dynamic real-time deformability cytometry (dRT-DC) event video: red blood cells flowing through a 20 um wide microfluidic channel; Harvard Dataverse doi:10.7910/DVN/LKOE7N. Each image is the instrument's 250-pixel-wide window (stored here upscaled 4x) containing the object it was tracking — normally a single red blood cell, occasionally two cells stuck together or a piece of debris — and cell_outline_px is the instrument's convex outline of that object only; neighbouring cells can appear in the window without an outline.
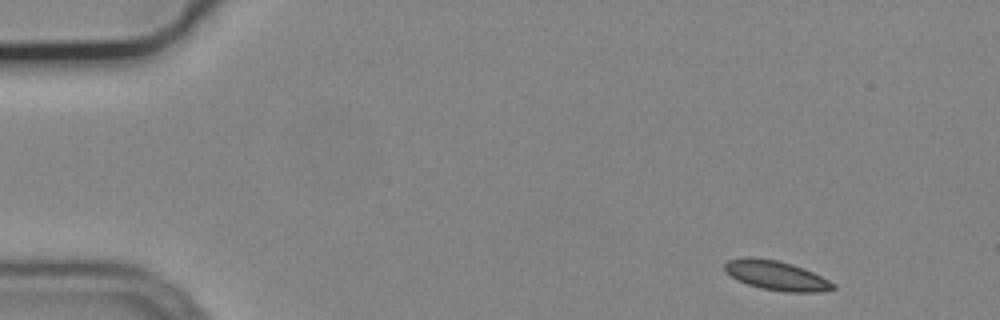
{"species": "common noctule bat (a hibernating species)", "species_latin": "Nyctalus noctula", "temperature_condition": "cold", "stored_images_in_passage": 4, "camera_frame_rate_fps": 3000, "um_per_image_px": 0.085, "animal": {"sex": "male", "body_mass_g": 19.2, "forearm_length_mm": 51.8}, "frame": {"image": 1, "passage_image": 1, "time_ms": 0.0, "image_size_px": [1000, 320], "cell_outline_px": [[836, 288], [820, 292], [784, 292], [760, 288], [736, 280], [724, 268], [724, 264], [728, 260], [748, 256], [752, 256], [776, 260], [792, 264], [804, 268], [836, 284]], "centroid_in_image_um": [65.99, 23.41], "position_along_channel_um": 19.0, "area_um2": 18.61}}
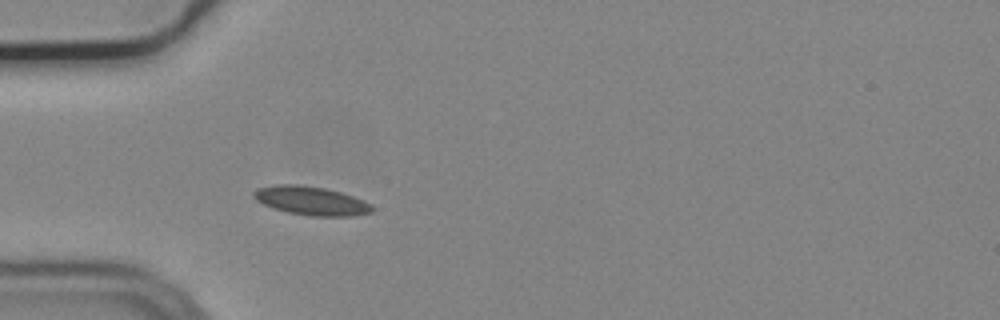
{"frame": {"image": 2, "passage_image": 4, "time_ms": 1.0, "image_size_px": [1000, 320], "cell_outline_px": [[376, 208], [372, 212], [352, 216], [312, 216], [288, 212], [272, 208], [256, 200], [252, 196], [252, 192], [256, 188], [276, 184], [296, 184], [324, 188], [340, 192], [364, 200], [372, 204]], "centroid_in_image_um": [26.45, 17.06], "position_along_channel_um": 58.6, "area_um2": 19.94}}